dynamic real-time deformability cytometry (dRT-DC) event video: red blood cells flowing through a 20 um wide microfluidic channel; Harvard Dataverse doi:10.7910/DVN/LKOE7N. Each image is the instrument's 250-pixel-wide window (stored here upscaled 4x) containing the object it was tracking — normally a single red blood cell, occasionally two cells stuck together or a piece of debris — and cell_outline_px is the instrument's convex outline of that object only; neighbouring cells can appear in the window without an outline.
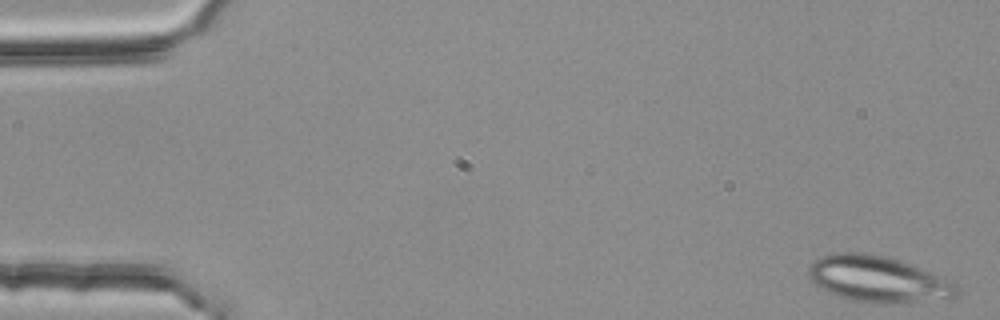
{"species": "common noctule bat (a hibernating species)", "species_latin": "Nyctalus noctula", "temperature_condition": "room temperature", "stored_images_in_passage": 51, "camera_frame_rate_fps": 3000, "um_per_image_px": 0.085, "animal": {"sex": "female", "body_mass_g": 25.1}, "frame": {"image": 1, "passage_image": 1, "time_ms": 0.0, "image_size_px": [1000, 320], "cell_outline_px": [[956, 296], [916, 300], [852, 300], [836, 296], [816, 284], [808, 276], [808, 268], [816, 260], [824, 256], [836, 252], [864, 252], [884, 256], [896, 260], [952, 280], [956, 284]], "centroid_in_image_um": [74.54, 23.66], "position_along_channel_um": 10.5, "area_um2": 37.74}}
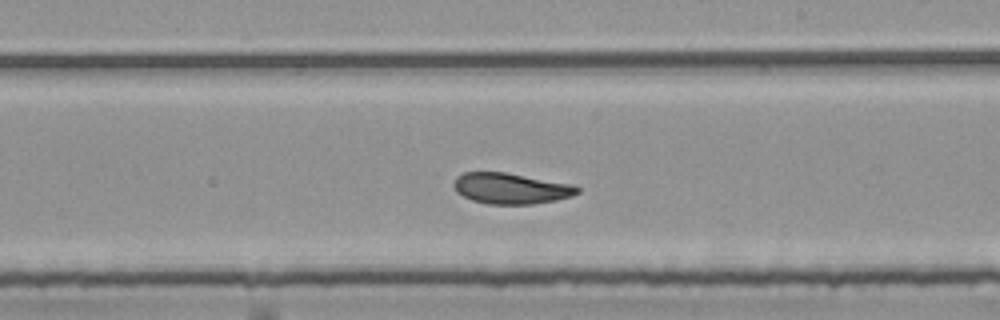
{"frame": {"image": 2, "passage_image": 31, "time_ms": 10.0, "image_size_px": [1000, 320], "cell_outline_px": [[580, 192], [572, 196], [556, 200], [532, 204], [488, 204], [472, 200], [456, 192], [452, 184], [456, 176], [464, 172], [504, 172], [572, 184], [580, 188]], "centroid_in_image_um": [43.41, 16.01], "position_along_channel_um": 245.6, "area_um2": 22.25}}
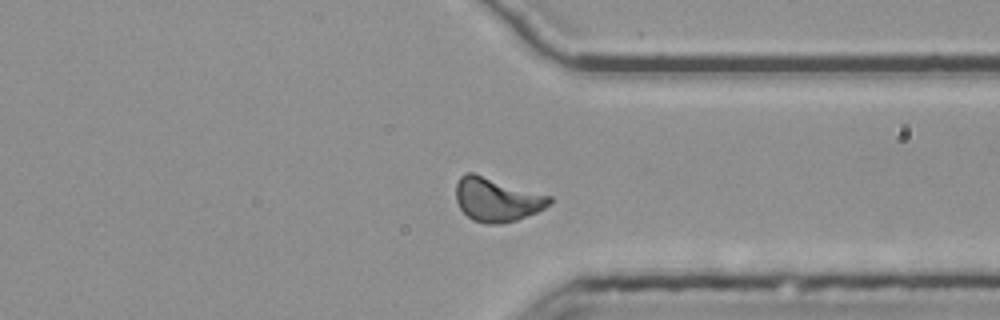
{"frame": {"image": 3, "passage_image": 41, "time_ms": 13.333, "image_size_px": [1000, 320], "cell_outline_px": [[552, 204], [536, 212], [516, 220], [500, 224], [484, 224], [472, 220], [460, 208], [456, 200], [456, 184], [460, 176], [464, 172], [472, 172], [552, 196]], "centroid_in_image_um": [42.23, 16.96], "position_along_channel_um": 369.2, "area_um2": 23.99}}